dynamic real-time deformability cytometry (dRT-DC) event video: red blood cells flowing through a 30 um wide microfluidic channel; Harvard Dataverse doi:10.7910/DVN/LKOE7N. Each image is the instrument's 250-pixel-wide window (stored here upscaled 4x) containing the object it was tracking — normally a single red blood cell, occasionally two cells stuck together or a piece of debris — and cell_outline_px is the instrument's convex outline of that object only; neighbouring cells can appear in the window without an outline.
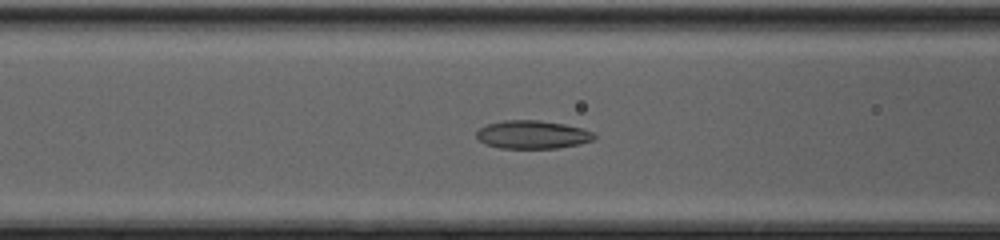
{"species": "common noctule bat (a hibernating species)", "species_latin": "Nyctalus noctula", "temperature_condition": "cold", "stored_images_in_passage": 44, "camera_frame_rate_fps": 3000, "um_per_image_px": 0.085, "animal": {"sex": "female", "body_mass_g": 20.0, "forearm_length_mm": 54.0}, "frame": {"image": 1, "passage_image": 23, "time_ms": 7.333, "image_size_px": [1000, 240], "cell_outline_px": [[596, 136], [592, 140], [580, 144], [556, 148], [500, 148], [484, 144], [476, 136], [476, 132], [480, 128], [488, 124], [504, 120], [540, 120], [564, 124], [580, 128], [592, 132]], "centroid_in_image_um": [45.24, 11.44], "position_along_channel_um": 121.4, "area_um2": 19.25}}
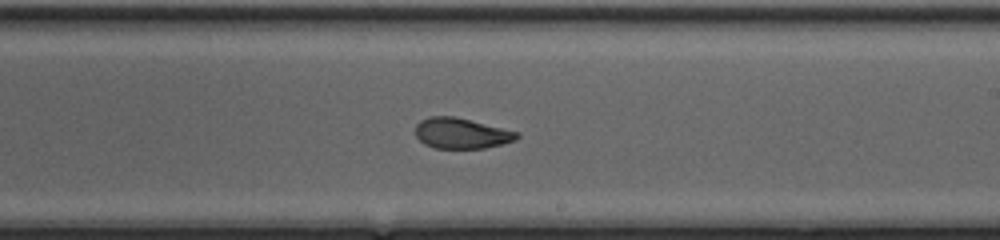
{"frame": {"image": 2, "passage_image": 32, "time_ms": 10.333, "image_size_px": [1000, 240], "cell_outline_px": [[520, 136], [516, 140], [484, 148], [436, 148], [424, 144], [416, 136], [416, 124], [420, 120], [428, 116], [456, 116], [520, 132]], "centroid_in_image_um": [39.22, 11.31], "position_along_channel_um": 249.8, "area_um2": 18.21}}
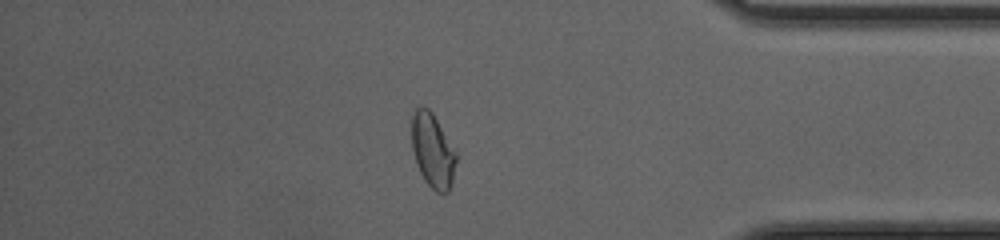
{"frame": {"image": 3, "passage_image": 44, "time_ms": 14.333, "image_size_px": [1000, 240], "cell_outline_px": [[456, 160], [452, 184], [448, 192], [436, 192], [424, 180], [416, 164], [412, 148], [412, 116], [416, 108], [420, 104], [428, 108], [432, 112], [456, 156]], "centroid_in_image_um": [36.74, 12.81], "position_along_channel_um": 398.5, "area_um2": 18.79}, "authors_computed_cell_mechanics": {"area_um2": 19.7387, "velocity_mm_per_s": 4.2855, "shape_relaxation_time_tau1_ms": null, "shape_relaxation_time_tau2_ms": 1.0644, "deformation_change_tau1": null, "deformation_change_tau2": 0.0681}}